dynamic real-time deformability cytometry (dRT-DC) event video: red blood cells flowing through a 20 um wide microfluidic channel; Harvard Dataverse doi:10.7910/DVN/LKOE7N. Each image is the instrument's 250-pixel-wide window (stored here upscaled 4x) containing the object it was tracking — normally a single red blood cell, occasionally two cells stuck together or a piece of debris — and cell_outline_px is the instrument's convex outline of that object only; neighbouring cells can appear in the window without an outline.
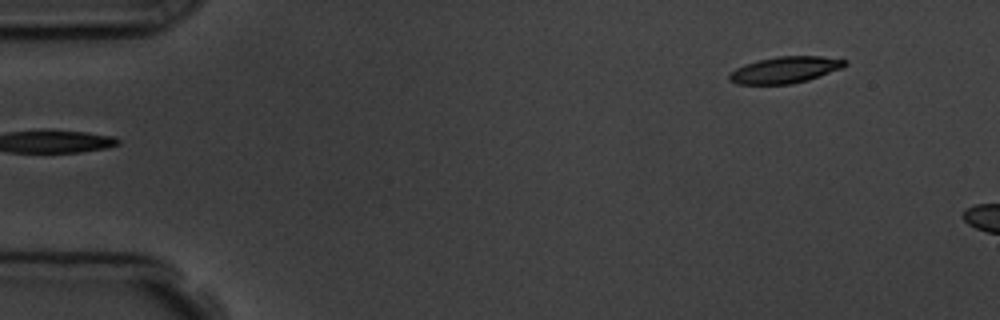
{"species": "common noctule bat (a hibernating species)", "species_latin": "Nyctalus noctula", "temperature_condition": "room temperature", "stored_images_in_passage": 3, "camera_frame_rate_fps": 3000, "um_per_image_px": 0.085, "animal": {"sex": "male", "body_mass_g": 19.5, "forearm_length_mm": 54.6}, "frame": {"image": 1, "passage_image": 3, "time_ms": 3.0, "image_size_px": [1000, 320], "cell_outline_px": [[848, 64], [844, 68], [808, 80], [792, 84], [736, 84], [728, 80], [728, 76], [736, 68], [744, 64], [760, 60], [780, 56], [820, 56], [848, 60]], "centroid_in_image_um": [66.77, 5.94], "position_along_channel_um": 18.2, "area_um2": 17.92}}